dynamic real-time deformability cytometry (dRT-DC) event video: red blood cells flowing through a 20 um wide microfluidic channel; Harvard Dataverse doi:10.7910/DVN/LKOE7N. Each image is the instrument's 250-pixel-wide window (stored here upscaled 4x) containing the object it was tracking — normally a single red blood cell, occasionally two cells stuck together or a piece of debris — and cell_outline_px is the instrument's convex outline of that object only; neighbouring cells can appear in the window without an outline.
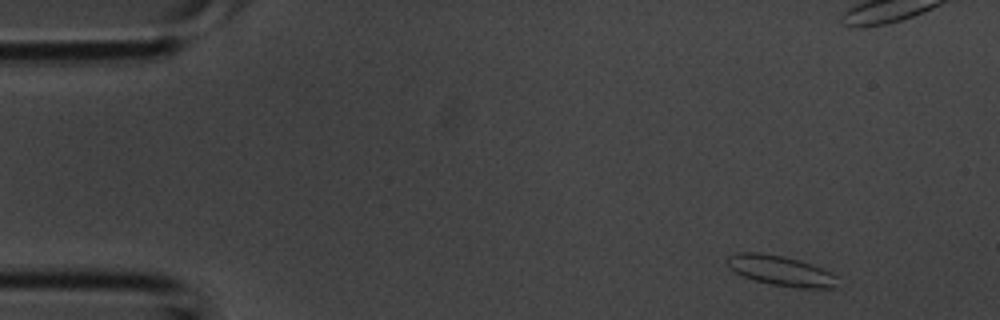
{"species": "common noctule bat (a hibernating species)", "species_latin": "Nyctalus noctula", "temperature_condition": "room temperature", "stored_images_in_passage": 4, "camera_frame_rate_fps": 3000, "um_per_image_px": 0.085, "animal": {"sex": "male", "body_mass_g": 20.1, "forearm_length_mm": 53.5}, "frame": {"image": 1, "passage_image": 1, "time_ms": 0.0, "image_size_px": [1000, 320], "cell_outline_px": [[840, 288], [804, 288], [772, 284], [756, 280], [744, 276], [728, 268], [724, 260], [728, 256], [736, 252], [760, 252], [784, 256], [812, 264], [836, 276]], "centroid_in_image_um": [66.34, 23.0], "position_along_channel_um": 18.7, "area_um2": 19.36}}